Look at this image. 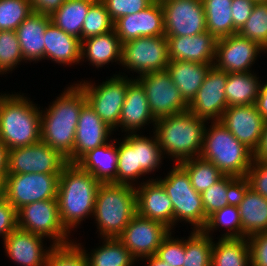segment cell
I'll return each mask as SVG.
<instances>
[{
    "instance_id": "1",
    "label": "cell",
    "mask_w": 267,
    "mask_h": 266,
    "mask_svg": "<svg viewBox=\"0 0 267 266\" xmlns=\"http://www.w3.org/2000/svg\"><path fill=\"white\" fill-rule=\"evenodd\" d=\"M86 102L85 93L77 83L67 87L46 111L41 110V141L65 158L73 153L79 115Z\"/></svg>"
},
{
    "instance_id": "2",
    "label": "cell",
    "mask_w": 267,
    "mask_h": 266,
    "mask_svg": "<svg viewBox=\"0 0 267 266\" xmlns=\"http://www.w3.org/2000/svg\"><path fill=\"white\" fill-rule=\"evenodd\" d=\"M100 185L77 163L68 162L64 166L58 181L57 202L61 223L69 233L89 215L93 216Z\"/></svg>"
},
{
    "instance_id": "3",
    "label": "cell",
    "mask_w": 267,
    "mask_h": 266,
    "mask_svg": "<svg viewBox=\"0 0 267 266\" xmlns=\"http://www.w3.org/2000/svg\"><path fill=\"white\" fill-rule=\"evenodd\" d=\"M0 141L7 150L40 142V107L23 95L1 93Z\"/></svg>"
},
{
    "instance_id": "4",
    "label": "cell",
    "mask_w": 267,
    "mask_h": 266,
    "mask_svg": "<svg viewBox=\"0 0 267 266\" xmlns=\"http://www.w3.org/2000/svg\"><path fill=\"white\" fill-rule=\"evenodd\" d=\"M206 122L189 110L156 119L154 133L163 155L175 158L176 164L198 158L202 151Z\"/></svg>"
},
{
    "instance_id": "5",
    "label": "cell",
    "mask_w": 267,
    "mask_h": 266,
    "mask_svg": "<svg viewBox=\"0 0 267 266\" xmlns=\"http://www.w3.org/2000/svg\"><path fill=\"white\" fill-rule=\"evenodd\" d=\"M205 127L200 158L213 163L224 175H231L242 180L252 165L254 152L239 142L220 122H211Z\"/></svg>"
},
{
    "instance_id": "6",
    "label": "cell",
    "mask_w": 267,
    "mask_h": 266,
    "mask_svg": "<svg viewBox=\"0 0 267 266\" xmlns=\"http://www.w3.org/2000/svg\"><path fill=\"white\" fill-rule=\"evenodd\" d=\"M135 214V187L116 183L99 186L93 216L101 238H118Z\"/></svg>"
},
{
    "instance_id": "7",
    "label": "cell",
    "mask_w": 267,
    "mask_h": 266,
    "mask_svg": "<svg viewBox=\"0 0 267 266\" xmlns=\"http://www.w3.org/2000/svg\"><path fill=\"white\" fill-rule=\"evenodd\" d=\"M157 180L162 184L173 204V226L180 220L191 223L193 230H203L208 217L202 203L201 193L192 187L187 171L176 164L164 179Z\"/></svg>"
},
{
    "instance_id": "8",
    "label": "cell",
    "mask_w": 267,
    "mask_h": 266,
    "mask_svg": "<svg viewBox=\"0 0 267 266\" xmlns=\"http://www.w3.org/2000/svg\"><path fill=\"white\" fill-rule=\"evenodd\" d=\"M131 80L128 76L115 74L98 86L88 81L78 84L83 89L89 105L113 131L119 127L121 109Z\"/></svg>"
},
{
    "instance_id": "9",
    "label": "cell",
    "mask_w": 267,
    "mask_h": 266,
    "mask_svg": "<svg viewBox=\"0 0 267 266\" xmlns=\"http://www.w3.org/2000/svg\"><path fill=\"white\" fill-rule=\"evenodd\" d=\"M18 228L51 237L52 244H65L70 234L60 220L57 199H49L26 204L17 210Z\"/></svg>"
},
{
    "instance_id": "10",
    "label": "cell",
    "mask_w": 267,
    "mask_h": 266,
    "mask_svg": "<svg viewBox=\"0 0 267 266\" xmlns=\"http://www.w3.org/2000/svg\"><path fill=\"white\" fill-rule=\"evenodd\" d=\"M60 174H7L4 198L18 210L22 206L43 200L57 199Z\"/></svg>"
},
{
    "instance_id": "11",
    "label": "cell",
    "mask_w": 267,
    "mask_h": 266,
    "mask_svg": "<svg viewBox=\"0 0 267 266\" xmlns=\"http://www.w3.org/2000/svg\"><path fill=\"white\" fill-rule=\"evenodd\" d=\"M169 62L165 35L139 37L122 43V66L140 75L166 70Z\"/></svg>"
},
{
    "instance_id": "12",
    "label": "cell",
    "mask_w": 267,
    "mask_h": 266,
    "mask_svg": "<svg viewBox=\"0 0 267 266\" xmlns=\"http://www.w3.org/2000/svg\"><path fill=\"white\" fill-rule=\"evenodd\" d=\"M67 163L59 151L40 141L8 150L7 174H61Z\"/></svg>"
},
{
    "instance_id": "13",
    "label": "cell",
    "mask_w": 267,
    "mask_h": 266,
    "mask_svg": "<svg viewBox=\"0 0 267 266\" xmlns=\"http://www.w3.org/2000/svg\"><path fill=\"white\" fill-rule=\"evenodd\" d=\"M139 76L137 80L144 87L150 110L156 119L188 110V104L180 95L167 69Z\"/></svg>"
},
{
    "instance_id": "14",
    "label": "cell",
    "mask_w": 267,
    "mask_h": 266,
    "mask_svg": "<svg viewBox=\"0 0 267 266\" xmlns=\"http://www.w3.org/2000/svg\"><path fill=\"white\" fill-rule=\"evenodd\" d=\"M166 37L192 36L207 31L202 0H160Z\"/></svg>"
},
{
    "instance_id": "15",
    "label": "cell",
    "mask_w": 267,
    "mask_h": 266,
    "mask_svg": "<svg viewBox=\"0 0 267 266\" xmlns=\"http://www.w3.org/2000/svg\"><path fill=\"white\" fill-rule=\"evenodd\" d=\"M171 229L162 222L142 217L137 213L117 238L138 260L155 255Z\"/></svg>"
},
{
    "instance_id": "16",
    "label": "cell",
    "mask_w": 267,
    "mask_h": 266,
    "mask_svg": "<svg viewBox=\"0 0 267 266\" xmlns=\"http://www.w3.org/2000/svg\"><path fill=\"white\" fill-rule=\"evenodd\" d=\"M227 79L228 72L217 69L213 65L195 98L188 105V110L200 119L220 121L223 112L228 107L225 97Z\"/></svg>"
},
{
    "instance_id": "17",
    "label": "cell",
    "mask_w": 267,
    "mask_h": 266,
    "mask_svg": "<svg viewBox=\"0 0 267 266\" xmlns=\"http://www.w3.org/2000/svg\"><path fill=\"white\" fill-rule=\"evenodd\" d=\"M263 51L266 52L258 43L233 34L216 41L214 66L228 73L251 72V66Z\"/></svg>"
},
{
    "instance_id": "18",
    "label": "cell",
    "mask_w": 267,
    "mask_h": 266,
    "mask_svg": "<svg viewBox=\"0 0 267 266\" xmlns=\"http://www.w3.org/2000/svg\"><path fill=\"white\" fill-rule=\"evenodd\" d=\"M220 122L254 153L259 148L265 120L255 104L227 107Z\"/></svg>"
},
{
    "instance_id": "19",
    "label": "cell",
    "mask_w": 267,
    "mask_h": 266,
    "mask_svg": "<svg viewBox=\"0 0 267 266\" xmlns=\"http://www.w3.org/2000/svg\"><path fill=\"white\" fill-rule=\"evenodd\" d=\"M113 29L121 43L139 37L165 35L164 12L160 0H155L144 10L123 16L114 21Z\"/></svg>"
},
{
    "instance_id": "20",
    "label": "cell",
    "mask_w": 267,
    "mask_h": 266,
    "mask_svg": "<svg viewBox=\"0 0 267 266\" xmlns=\"http://www.w3.org/2000/svg\"><path fill=\"white\" fill-rule=\"evenodd\" d=\"M112 131L86 102L79 115L73 153L67 162L76 163L88 151L108 143Z\"/></svg>"
},
{
    "instance_id": "21",
    "label": "cell",
    "mask_w": 267,
    "mask_h": 266,
    "mask_svg": "<svg viewBox=\"0 0 267 266\" xmlns=\"http://www.w3.org/2000/svg\"><path fill=\"white\" fill-rule=\"evenodd\" d=\"M135 186L136 213L142 217L162 222L173 229V204L157 179Z\"/></svg>"
},
{
    "instance_id": "22",
    "label": "cell",
    "mask_w": 267,
    "mask_h": 266,
    "mask_svg": "<svg viewBox=\"0 0 267 266\" xmlns=\"http://www.w3.org/2000/svg\"><path fill=\"white\" fill-rule=\"evenodd\" d=\"M216 41L208 31L192 36L167 37L169 60L214 65Z\"/></svg>"
},
{
    "instance_id": "23",
    "label": "cell",
    "mask_w": 267,
    "mask_h": 266,
    "mask_svg": "<svg viewBox=\"0 0 267 266\" xmlns=\"http://www.w3.org/2000/svg\"><path fill=\"white\" fill-rule=\"evenodd\" d=\"M235 202L241 219V238L267 231V199L244 181L238 187Z\"/></svg>"
},
{
    "instance_id": "24",
    "label": "cell",
    "mask_w": 267,
    "mask_h": 266,
    "mask_svg": "<svg viewBox=\"0 0 267 266\" xmlns=\"http://www.w3.org/2000/svg\"><path fill=\"white\" fill-rule=\"evenodd\" d=\"M43 238L17 227L4 239L5 252L20 266H46L50 247L43 248Z\"/></svg>"
},
{
    "instance_id": "25",
    "label": "cell",
    "mask_w": 267,
    "mask_h": 266,
    "mask_svg": "<svg viewBox=\"0 0 267 266\" xmlns=\"http://www.w3.org/2000/svg\"><path fill=\"white\" fill-rule=\"evenodd\" d=\"M151 122L155 126L156 118L150 110L144 87L135 77L127 86L125 101L119 118V127L123 128L124 132L136 133L137 130Z\"/></svg>"
},
{
    "instance_id": "26",
    "label": "cell",
    "mask_w": 267,
    "mask_h": 266,
    "mask_svg": "<svg viewBox=\"0 0 267 266\" xmlns=\"http://www.w3.org/2000/svg\"><path fill=\"white\" fill-rule=\"evenodd\" d=\"M50 23V16L32 12L15 30L24 61L45 59L44 32Z\"/></svg>"
},
{
    "instance_id": "27",
    "label": "cell",
    "mask_w": 267,
    "mask_h": 266,
    "mask_svg": "<svg viewBox=\"0 0 267 266\" xmlns=\"http://www.w3.org/2000/svg\"><path fill=\"white\" fill-rule=\"evenodd\" d=\"M116 142L114 139L101 147L88 151L76 163L92 174L101 184H117L118 155Z\"/></svg>"
},
{
    "instance_id": "28",
    "label": "cell",
    "mask_w": 267,
    "mask_h": 266,
    "mask_svg": "<svg viewBox=\"0 0 267 266\" xmlns=\"http://www.w3.org/2000/svg\"><path fill=\"white\" fill-rule=\"evenodd\" d=\"M45 59L59 64H77L81 59V41L50 23L45 32Z\"/></svg>"
},
{
    "instance_id": "29",
    "label": "cell",
    "mask_w": 267,
    "mask_h": 266,
    "mask_svg": "<svg viewBox=\"0 0 267 266\" xmlns=\"http://www.w3.org/2000/svg\"><path fill=\"white\" fill-rule=\"evenodd\" d=\"M212 66L210 64L181 60L169 62L167 71L179 89L180 95L188 105L195 98Z\"/></svg>"
},
{
    "instance_id": "30",
    "label": "cell",
    "mask_w": 267,
    "mask_h": 266,
    "mask_svg": "<svg viewBox=\"0 0 267 266\" xmlns=\"http://www.w3.org/2000/svg\"><path fill=\"white\" fill-rule=\"evenodd\" d=\"M86 58L97 68L111 62L121 64L122 43L113 30L81 41V59Z\"/></svg>"
},
{
    "instance_id": "31",
    "label": "cell",
    "mask_w": 267,
    "mask_h": 266,
    "mask_svg": "<svg viewBox=\"0 0 267 266\" xmlns=\"http://www.w3.org/2000/svg\"><path fill=\"white\" fill-rule=\"evenodd\" d=\"M258 79L252 72L228 73L225 86L228 107L256 104L261 86Z\"/></svg>"
},
{
    "instance_id": "32",
    "label": "cell",
    "mask_w": 267,
    "mask_h": 266,
    "mask_svg": "<svg viewBox=\"0 0 267 266\" xmlns=\"http://www.w3.org/2000/svg\"><path fill=\"white\" fill-rule=\"evenodd\" d=\"M248 237L220 238L213 242L211 266H250Z\"/></svg>"
},
{
    "instance_id": "33",
    "label": "cell",
    "mask_w": 267,
    "mask_h": 266,
    "mask_svg": "<svg viewBox=\"0 0 267 266\" xmlns=\"http://www.w3.org/2000/svg\"><path fill=\"white\" fill-rule=\"evenodd\" d=\"M96 0H66L51 16V23L82 41V26L90 6Z\"/></svg>"
},
{
    "instance_id": "34",
    "label": "cell",
    "mask_w": 267,
    "mask_h": 266,
    "mask_svg": "<svg viewBox=\"0 0 267 266\" xmlns=\"http://www.w3.org/2000/svg\"><path fill=\"white\" fill-rule=\"evenodd\" d=\"M207 31L216 39L237 34L233 26L232 0H202Z\"/></svg>"
},
{
    "instance_id": "35",
    "label": "cell",
    "mask_w": 267,
    "mask_h": 266,
    "mask_svg": "<svg viewBox=\"0 0 267 266\" xmlns=\"http://www.w3.org/2000/svg\"><path fill=\"white\" fill-rule=\"evenodd\" d=\"M242 179L224 175L217 183L201 193L205 215L209 217L215 211L235 202L238 187Z\"/></svg>"
},
{
    "instance_id": "36",
    "label": "cell",
    "mask_w": 267,
    "mask_h": 266,
    "mask_svg": "<svg viewBox=\"0 0 267 266\" xmlns=\"http://www.w3.org/2000/svg\"><path fill=\"white\" fill-rule=\"evenodd\" d=\"M84 252L88 266H133L137 261L117 238H104L103 245L91 254Z\"/></svg>"
},
{
    "instance_id": "37",
    "label": "cell",
    "mask_w": 267,
    "mask_h": 266,
    "mask_svg": "<svg viewBox=\"0 0 267 266\" xmlns=\"http://www.w3.org/2000/svg\"><path fill=\"white\" fill-rule=\"evenodd\" d=\"M133 150H136L138 180L144 174H149L159 168L164 158L155 133L151 138L133 133Z\"/></svg>"
},
{
    "instance_id": "38",
    "label": "cell",
    "mask_w": 267,
    "mask_h": 266,
    "mask_svg": "<svg viewBox=\"0 0 267 266\" xmlns=\"http://www.w3.org/2000/svg\"><path fill=\"white\" fill-rule=\"evenodd\" d=\"M179 164L187 171L192 187L199 193L210 188L224 176L213 163L200 157L183 160Z\"/></svg>"
},
{
    "instance_id": "39",
    "label": "cell",
    "mask_w": 267,
    "mask_h": 266,
    "mask_svg": "<svg viewBox=\"0 0 267 266\" xmlns=\"http://www.w3.org/2000/svg\"><path fill=\"white\" fill-rule=\"evenodd\" d=\"M193 231V232H192ZM185 240L183 266H211L213 239L203 230H192Z\"/></svg>"
},
{
    "instance_id": "40",
    "label": "cell",
    "mask_w": 267,
    "mask_h": 266,
    "mask_svg": "<svg viewBox=\"0 0 267 266\" xmlns=\"http://www.w3.org/2000/svg\"><path fill=\"white\" fill-rule=\"evenodd\" d=\"M219 226L228 229L227 233H224L221 238H241V219L236 202L210 215L203 231L210 236V232H214Z\"/></svg>"
},
{
    "instance_id": "41",
    "label": "cell",
    "mask_w": 267,
    "mask_h": 266,
    "mask_svg": "<svg viewBox=\"0 0 267 266\" xmlns=\"http://www.w3.org/2000/svg\"><path fill=\"white\" fill-rule=\"evenodd\" d=\"M117 155V184H126L135 187L134 181L137 179V158L136 150H133V133H128L122 142H118Z\"/></svg>"
},
{
    "instance_id": "42",
    "label": "cell",
    "mask_w": 267,
    "mask_h": 266,
    "mask_svg": "<svg viewBox=\"0 0 267 266\" xmlns=\"http://www.w3.org/2000/svg\"><path fill=\"white\" fill-rule=\"evenodd\" d=\"M238 34L258 43L267 52V1H257Z\"/></svg>"
},
{
    "instance_id": "43",
    "label": "cell",
    "mask_w": 267,
    "mask_h": 266,
    "mask_svg": "<svg viewBox=\"0 0 267 266\" xmlns=\"http://www.w3.org/2000/svg\"><path fill=\"white\" fill-rule=\"evenodd\" d=\"M46 266H88L84 249L80 243L68 242L50 246Z\"/></svg>"
},
{
    "instance_id": "44",
    "label": "cell",
    "mask_w": 267,
    "mask_h": 266,
    "mask_svg": "<svg viewBox=\"0 0 267 266\" xmlns=\"http://www.w3.org/2000/svg\"><path fill=\"white\" fill-rule=\"evenodd\" d=\"M113 24L106 5L101 0H96L90 6L83 22L82 40L113 30Z\"/></svg>"
},
{
    "instance_id": "45",
    "label": "cell",
    "mask_w": 267,
    "mask_h": 266,
    "mask_svg": "<svg viewBox=\"0 0 267 266\" xmlns=\"http://www.w3.org/2000/svg\"><path fill=\"white\" fill-rule=\"evenodd\" d=\"M32 12L29 0H0V31H15Z\"/></svg>"
},
{
    "instance_id": "46",
    "label": "cell",
    "mask_w": 267,
    "mask_h": 266,
    "mask_svg": "<svg viewBox=\"0 0 267 266\" xmlns=\"http://www.w3.org/2000/svg\"><path fill=\"white\" fill-rule=\"evenodd\" d=\"M23 60L16 31H0V71H12Z\"/></svg>"
},
{
    "instance_id": "47",
    "label": "cell",
    "mask_w": 267,
    "mask_h": 266,
    "mask_svg": "<svg viewBox=\"0 0 267 266\" xmlns=\"http://www.w3.org/2000/svg\"><path fill=\"white\" fill-rule=\"evenodd\" d=\"M169 234L163 239L161 246L157 249L156 256L168 263L170 266H183L185 255V240L175 239ZM173 238V239H172Z\"/></svg>"
},
{
    "instance_id": "48",
    "label": "cell",
    "mask_w": 267,
    "mask_h": 266,
    "mask_svg": "<svg viewBox=\"0 0 267 266\" xmlns=\"http://www.w3.org/2000/svg\"><path fill=\"white\" fill-rule=\"evenodd\" d=\"M107 8L111 20L138 13L149 7L155 0H101Z\"/></svg>"
},
{
    "instance_id": "49",
    "label": "cell",
    "mask_w": 267,
    "mask_h": 266,
    "mask_svg": "<svg viewBox=\"0 0 267 266\" xmlns=\"http://www.w3.org/2000/svg\"><path fill=\"white\" fill-rule=\"evenodd\" d=\"M243 181L252 190L267 199V160L254 158Z\"/></svg>"
},
{
    "instance_id": "50",
    "label": "cell",
    "mask_w": 267,
    "mask_h": 266,
    "mask_svg": "<svg viewBox=\"0 0 267 266\" xmlns=\"http://www.w3.org/2000/svg\"><path fill=\"white\" fill-rule=\"evenodd\" d=\"M251 266H267V231L248 237Z\"/></svg>"
},
{
    "instance_id": "51",
    "label": "cell",
    "mask_w": 267,
    "mask_h": 266,
    "mask_svg": "<svg viewBox=\"0 0 267 266\" xmlns=\"http://www.w3.org/2000/svg\"><path fill=\"white\" fill-rule=\"evenodd\" d=\"M17 210L3 197L0 199V236L3 240L16 228Z\"/></svg>"
},
{
    "instance_id": "52",
    "label": "cell",
    "mask_w": 267,
    "mask_h": 266,
    "mask_svg": "<svg viewBox=\"0 0 267 266\" xmlns=\"http://www.w3.org/2000/svg\"><path fill=\"white\" fill-rule=\"evenodd\" d=\"M257 1L255 0H232L233 26L239 31L248 20Z\"/></svg>"
},
{
    "instance_id": "53",
    "label": "cell",
    "mask_w": 267,
    "mask_h": 266,
    "mask_svg": "<svg viewBox=\"0 0 267 266\" xmlns=\"http://www.w3.org/2000/svg\"><path fill=\"white\" fill-rule=\"evenodd\" d=\"M66 0H29L32 11L51 16Z\"/></svg>"
},
{
    "instance_id": "54",
    "label": "cell",
    "mask_w": 267,
    "mask_h": 266,
    "mask_svg": "<svg viewBox=\"0 0 267 266\" xmlns=\"http://www.w3.org/2000/svg\"><path fill=\"white\" fill-rule=\"evenodd\" d=\"M255 105L263 119L267 121V82L261 84Z\"/></svg>"
},
{
    "instance_id": "55",
    "label": "cell",
    "mask_w": 267,
    "mask_h": 266,
    "mask_svg": "<svg viewBox=\"0 0 267 266\" xmlns=\"http://www.w3.org/2000/svg\"><path fill=\"white\" fill-rule=\"evenodd\" d=\"M254 158L267 160V121L264 122L261 143L254 153Z\"/></svg>"
},
{
    "instance_id": "56",
    "label": "cell",
    "mask_w": 267,
    "mask_h": 266,
    "mask_svg": "<svg viewBox=\"0 0 267 266\" xmlns=\"http://www.w3.org/2000/svg\"><path fill=\"white\" fill-rule=\"evenodd\" d=\"M8 150L0 141V175H7Z\"/></svg>"
},
{
    "instance_id": "57",
    "label": "cell",
    "mask_w": 267,
    "mask_h": 266,
    "mask_svg": "<svg viewBox=\"0 0 267 266\" xmlns=\"http://www.w3.org/2000/svg\"><path fill=\"white\" fill-rule=\"evenodd\" d=\"M148 260V266H170L168 263L164 262L163 260L159 259L156 255L144 257Z\"/></svg>"
},
{
    "instance_id": "58",
    "label": "cell",
    "mask_w": 267,
    "mask_h": 266,
    "mask_svg": "<svg viewBox=\"0 0 267 266\" xmlns=\"http://www.w3.org/2000/svg\"><path fill=\"white\" fill-rule=\"evenodd\" d=\"M5 176L0 175V199L4 197Z\"/></svg>"
}]
</instances>
